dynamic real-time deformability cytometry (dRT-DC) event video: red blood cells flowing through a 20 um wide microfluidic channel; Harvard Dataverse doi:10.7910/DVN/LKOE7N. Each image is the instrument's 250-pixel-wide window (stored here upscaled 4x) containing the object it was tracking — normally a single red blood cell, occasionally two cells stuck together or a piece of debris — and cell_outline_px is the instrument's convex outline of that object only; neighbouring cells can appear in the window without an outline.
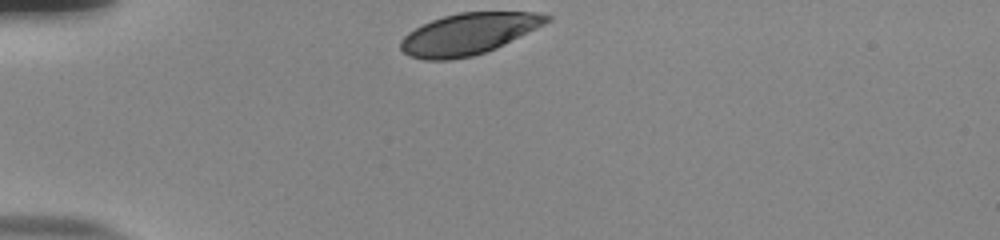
{"species": "human", "species_latin": "Homo sapiens", "temperature_condition": "room temperature", "stored_images_in_passage": 32, "camera_frame_rate_fps": 3000, "um_per_image_px": 0.085, "donor": {"sex": "male"}, "frame": {"image": 1, "passage_image": 1, "time_ms": 0.0, "image_size_px": [1000, 240], "cell_outline_px": [[552, 20], [496, 48], [472, 56], [448, 60], [424, 60], [408, 56], [400, 48], [400, 40], [408, 32], [432, 20], [444, 16], [460, 12], [536, 12], [552, 16]], "centroid_in_image_um": [39.81, 2.88], "position_along_channel_um": 45.2, "area_um2": 34.97}}
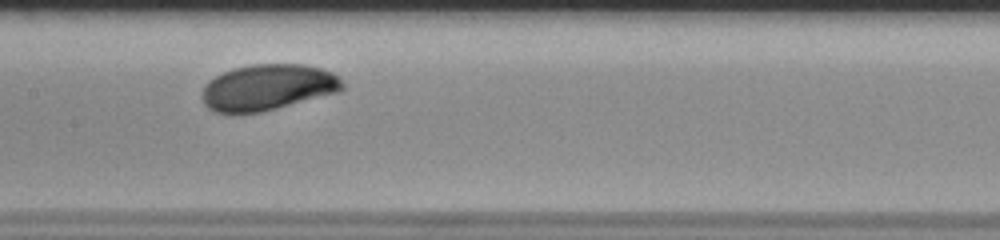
{"frame": {"image": 2, "passage_image": 15, "time_ms": 4.667, "image_size_px": [1000, 240], "cell_outline_px": [[344, 88], [340, 92], [260, 112], [236, 116], [212, 112], [204, 104], [204, 84], [208, 80], [232, 68], [252, 64], [304, 64], [320, 68], [332, 72], [344, 84]], "centroid_in_image_um": [22.72, 7.45], "position_along_channel_um": 184.7, "area_um2": 38.09}}
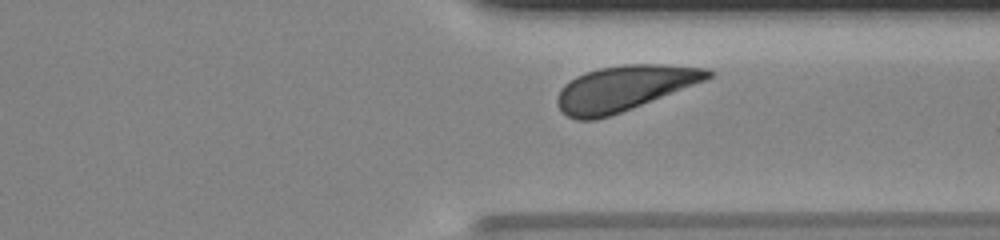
{"frame": {"image": 3, "passage_image": 29, "time_ms": 9.333, "image_size_px": [1000, 240], "cell_outline_px": [[716, 72], [712, 76], [704, 80], [632, 108], [596, 120], [576, 120], [568, 116], [556, 104], [556, 96], [560, 88], [564, 84], [576, 76], [600, 68], [624, 64], [664, 64], [708, 68]], "centroid_in_image_um": [53.02, 7.49], "position_along_channel_um": 358.4, "area_um2": 39.36}, "authors_computed_cell_mechanics": {"area_um2": 37.9168, "velocity_mm_per_s": 3.7168, "shape_relaxation_time_tau1_ms": 1.6087, "shape_relaxation_time_tau2_ms": null, "deformation_change_tau1": 0.1007, "deformation_change_tau2": null}}